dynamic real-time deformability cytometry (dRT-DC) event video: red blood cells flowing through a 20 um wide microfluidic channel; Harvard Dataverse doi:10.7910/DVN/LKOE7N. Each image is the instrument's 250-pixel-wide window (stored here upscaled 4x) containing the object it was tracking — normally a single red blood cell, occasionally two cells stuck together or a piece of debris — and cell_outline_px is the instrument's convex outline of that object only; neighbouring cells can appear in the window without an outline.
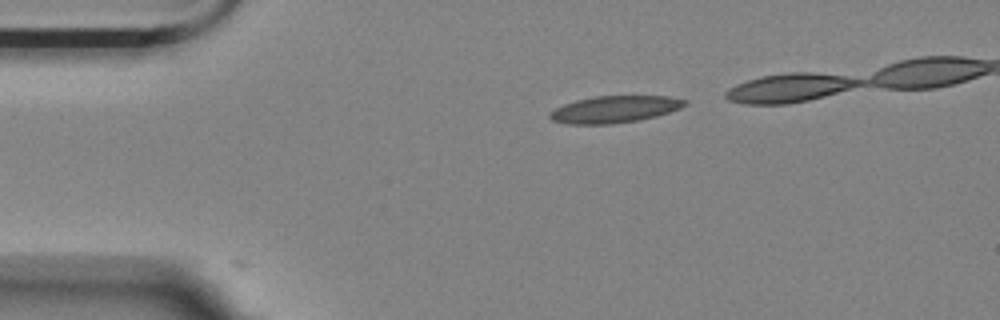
{"species": "Egyptian fruit bat (a non-hibernating species)", "species_latin": "Rousettus aegyptiacus", "temperature_condition": "room temperature", "stored_images_in_passage": 7, "camera_frame_rate_fps": 3000, "um_per_image_px": 0.085, "animal": {"sex": "female"}, "frame": {"image": 1, "passage_image": 1, "time_ms": 0.0, "image_size_px": [1000, 320], "cell_outline_px": [[688, 104], [680, 108], [656, 116], [640, 120], [612, 124], [568, 124], [552, 120], [548, 116], [548, 112], [564, 104], [576, 100], [596, 96], [668, 96], [688, 100]], "centroid_in_image_um": [52.24, 9.29], "position_along_channel_um": 32.8, "area_um2": 21.21}}